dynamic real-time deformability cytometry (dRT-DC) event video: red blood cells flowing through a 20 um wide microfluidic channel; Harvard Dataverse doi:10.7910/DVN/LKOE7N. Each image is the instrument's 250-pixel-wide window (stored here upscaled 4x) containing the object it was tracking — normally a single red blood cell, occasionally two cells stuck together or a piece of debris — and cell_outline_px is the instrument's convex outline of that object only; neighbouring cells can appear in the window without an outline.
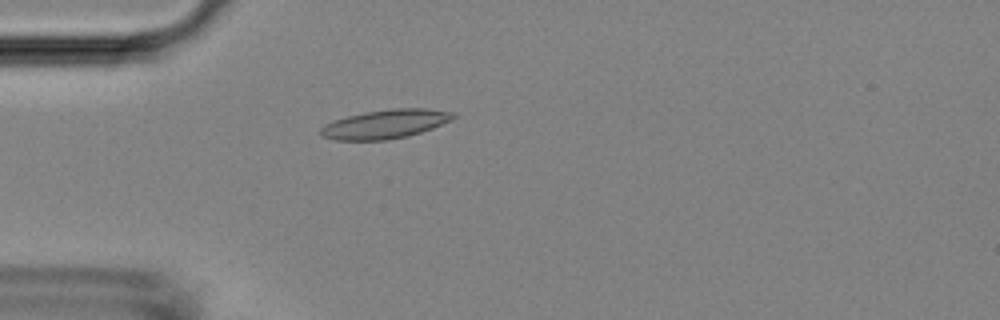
{"species": "Egyptian fruit bat (a non-hibernating species)", "species_latin": "Rousettus aegyptiacus", "temperature_condition": "room temperature", "stored_images_in_passage": 5, "camera_frame_rate_fps": 3000, "um_per_image_px": 0.085, "animal": {"sex": "female"}, "frame": {"image": 1, "passage_image": 5, "time_ms": 4.667, "image_size_px": [1000, 320], "cell_outline_px": [[456, 116], [452, 120], [432, 128], [408, 136], [388, 140], [336, 140], [320, 136], [320, 128], [324, 124], [348, 116], [364, 112], [392, 108], [424, 108], [456, 112]], "centroid_in_image_um": [32.76, 10.54], "position_along_channel_um": 52.2, "area_um2": 22.43}}